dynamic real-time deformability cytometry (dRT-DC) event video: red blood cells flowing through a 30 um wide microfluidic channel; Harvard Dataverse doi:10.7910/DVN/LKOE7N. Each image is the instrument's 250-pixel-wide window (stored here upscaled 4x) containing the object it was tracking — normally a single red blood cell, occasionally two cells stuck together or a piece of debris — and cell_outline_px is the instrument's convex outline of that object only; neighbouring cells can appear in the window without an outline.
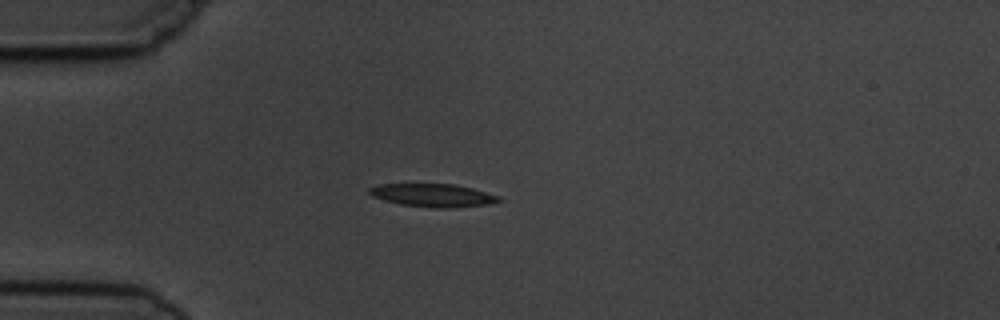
{"species": "common noctule bat (a hibernating species)", "species_latin": "Nyctalus noctula", "temperature_condition": "cold", "stored_images_in_passage": 7, "camera_frame_rate_fps": 3000, "um_per_image_px": 0.085, "animal": {"sex": "male", "body_mass_g": 19.5, "forearm_length_mm": 54.6}, "frame": {"image": 1, "passage_image": 3, "time_ms": 2.333, "image_size_px": [1000, 320], "cell_outline_px": [[500, 200], [488, 204], [448, 208], [436, 208], [400, 204], [384, 200], [372, 196], [368, 192], [368, 188], [380, 184], [456, 184], [472, 188], [500, 196]], "centroid_in_image_um": [36.77, 16.59], "position_along_channel_um": 48.2, "area_um2": 17.28}}
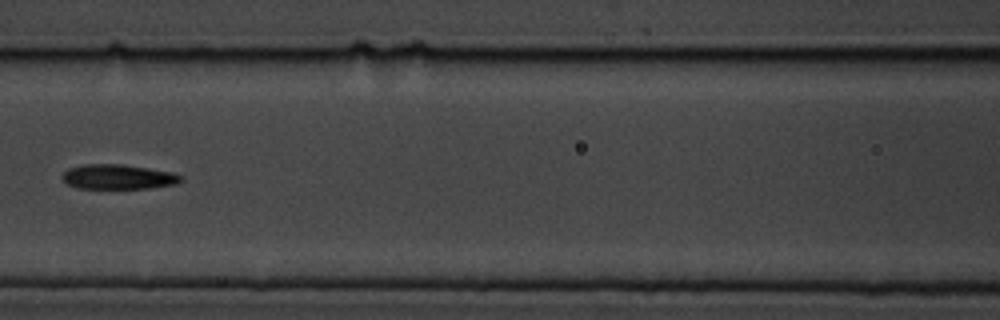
{"frame": {"image": 2, "passage_image": 6, "time_ms": 5.667, "image_size_px": [1000, 320], "cell_outline_px": [[184, 180], [176, 184], [148, 188], [80, 188], [68, 184], [60, 176], [68, 168], [80, 164], [124, 164], [172, 172], [184, 176]], "centroid_in_image_um": [10.06, 15.02], "position_along_channel_um": 156.5, "area_um2": 17.22}}
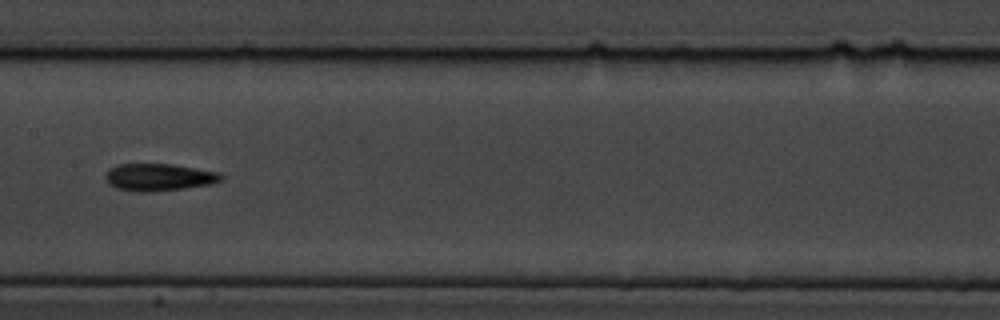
{"frame": {"image": 3, "passage_image": 7, "time_ms": 6.667, "image_size_px": [1000, 320], "cell_outline_px": [[224, 176], [220, 180], [212, 184], [184, 188], [148, 192], [132, 192], [116, 188], [108, 184], [104, 180], [104, 176], [108, 168], [116, 164], [172, 164], [220, 172]], "centroid_in_image_um": [13.44, 15.06], "position_along_channel_um": 194.0, "area_um2": 18.67}}